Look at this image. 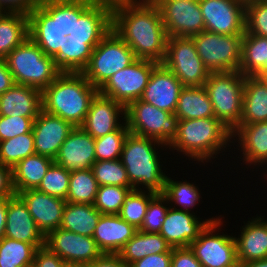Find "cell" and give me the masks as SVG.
<instances>
[{
  "label": "cell",
  "instance_id": "6da1fadb",
  "mask_svg": "<svg viewBox=\"0 0 267 267\" xmlns=\"http://www.w3.org/2000/svg\"><path fill=\"white\" fill-rule=\"evenodd\" d=\"M5 61L15 84L43 91L71 62L68 18L42 24Z\"/></svg>",
  "mask_w": 267,
  "mask_h": 267
},
{
  "label": "cell",
  "instance_id": "7a4b0ae2",
  "mask_svg": "<svg viewBox=\"0 0 267 267\" xmlns=\"http://www.w3.org/2000/svg\"><path fill=\"white\" fill-rule=\"evenodd\" d=\"M71 63L98 90L137 58L101 18L68 19Z\"/></svg>",
  "mask_w": 267,
  "mask_h": 267
},
{
  "label": "cell",
  "instance_id": "3957f363",
  "mask_svg": "<svg viewBox=\"0 0 267 267\" xmlns=\"http://www.w3.org/2000/svg\"><path fill=\"white\" fill-rule=\"evenodd\" d=\"M141 1L114 6L101 19L132 49L136 58L162 63L168 36L160 11L152 0Z\"/></svg>",
  "mask_w": 267,
  "mask_h": 267
},
{
  "label": "cell",
  "instance_id": "277c9868",
  "mask_svg": "<svg viewBox=\"0 0 267 267\" xmlns=\"http://www.w3.org/2000/svg\"><path fill=\"white\" fill-rule=\"evenodd\" d=\"M98 89L70 62L42 91V110L80 127Z\"/></svg>",
  "mask_w": 267,
  "mask_h": 267
},
{
  "label": "cell",
  "instance_id": "5b68a950",
  "mask_svg": "<svg viewBox=\"0 0 267 267\" xmlns=\"http://www.w3.org/2000/svg\"><path fill=\"white\" fill-rule=\"evenodd\" d=\"M231 138L232 131L216 117L178 120L176 136L168 146L203 162Z\"/></svg>",
  "mask_w": 267,
  "mask_h": 267
},
{
  "label": "cell",
  "instance_id": "8992f818",
  "mask_svg": "<svg viewBox=\"0 0 267 267\" xmlns=\"http://www.w3.org/2000/svg\"><path fill=\"white\" fill-rule=\"evenodd\" d=\"M155 143L165 145L158 140L131 133L125 139L120 161L126 169L133 190H139L137 186L143 184L148 191L155 193L164 191L167 176L160 169Z\"/></svg>",
  "mask_w": 267,
  "mask_h": 267
},
{
  "label": "cell",
  "instance_id": "52a82bcc",
  "mask_svg": "<svg viewBox=\"0 0 267 267\" xmlns=\"http://www.w3.org/2000/svg\"><path fill=\"white\" fill-rule=\"evenodd\" d=\"M245 76L240 71L210 73L204 87L215 117L233 131L243 111Z\"/></svg>",
  "mask_w": 267,
  "mask_h": 267
},
{
  "label": "cell",
  "instance_id": "ba28073f",
  "mask_svg": "<svg viewBox=\"0 0 267 267\" xmlns=\"http://www.w3.org/2000/svg\"><path fill=\"white\" fill-rule=\"evenodd\" d=\"M191 38L210 73L239 71L244 34L221 35L202 31Z\"/></svg>",
  "mask_w": 267,
  "mask_h": 267
},
{
  "label": "cell",
  "instance_id": "9c48e42d",
  "mask_svg": "<svg viewBox=\"0 0 267 267\" xmlns=\"http://www.w3.org/2000/svg\"><path fill=\"white\" fill-rule=\"evenodd\" d=\"M125 121L131 134L158 140L169 145L177 133L175 114L159 109L140 99L125 108Z\"/></svg>",
  "mask_w": 267,
  "mask_h": 267
},
{
  "label": "cell",
  "instance_id": "30bf717a",
  "mask_svg": "<svg viewBox=\"0 0 267 267\" xmlns=\"http://www.w3.org/2000/svg\"><path fill=\"white\" fill-rule=\"evenodd\" d=\"M162 64L180 80L183 86H204L210 74L199 57L191 37H168Z\"/></svg>",
  "mask_w": 267,
  "mask_h": 267
},
{
  "label": "cell",
  "instance_id": "8fae6325",
  "mask_svg": "<svg viewBox=\"0 0 267 267\" xmlns=\"http://www.w3.org/2000/svg\"><path fill=\"white\" fill-rule=\"evenodd\" d=\"M158 64L137 58L128 67L114 73L98 91L126 108L131 102L141 98L151 73Z\"/></svg>",
  "mask_w": 267,
  "mask_h": 267
},
{
  "label": "cell",
  "instance_id": "7c38bea8",
  "mask_svg": "<svg viewBox=\"0 0 267 267\" xmlns=\"http://www.w3.org/2000/svg\"><path fill=\"white\" fill-rule=\"evenodd\" d=\"M168 37H192L205 31L199 0H152Z\"/></svg>",
  "mask_w": 267,
  "mask_h": 267
},
{
  "label": "cell",
  "instance_id": "4fadbf2b",
  "mask_svg": "<svg viewBox=\"0 0 267 267\" xmlns=\"http://www.w3.org/2000/svg\"><path fill=\"white\" fill-rule=\"evenodd\" d=\"M220 223H209L189 247L203 267H239L234 237L213 234Z\"/></svg>",
  "mask_w": 267,
  "mask_h": 267
},
{
  "label": "cell",
  "instance_id": "5bb4252c",
  "mask_svg": "<svg viewBox=\"0 0 267 267\" xmlns=\"http://www.w3.org/2000/svg\"><path fill=\"white\" fill-rule=\"evenodd\" d=\"M45 246L68 267L86 266L103 253L93 237L58 228L45 236Z\"/></svg>",
  "mask_w": 267,
  "mask_h": 267
},
{
  "label": "cell",
  "instance_id": "9a60e30c",
  "mask_svg": "<svg viewBox=\"0 0 267 267\" xmlns=\"http://www.w3.org/2000/svg\"><path fill=\"white\" fill-rule=\"evenodd\" d=\"M205 31L221 35L245 33L246 5L237 0H199Z\"/></svg>",
  "mask_w": 267,
  "mask_h": 267
},
{
  "label": "cell",
  "instance_id": "2e32d148",
  "mask_svg": "<svg viewBox=\"0 0 267 267\" xmlns=\"http://www.w3.org/2000/svg\"><path fill=\"white\" fill-rule=\"evenodd\" d=\"M73 129L70 122L41 110L32 127L36 154L54 160Z\"/></svg>",
  "mask_w": 267,
  "mask_h": 267
},
{
  "label": "cell",
  "instance_id": "e0dca14e",
  "mask_svg": "<svg viewBox=\"0 0 267 267\" xmlns=\"http://www.w3.org/2000/svg\"><path fill=\"white\" fill-rule=\"evenodd\" d=\"M183 87L180 80L159 63L153 69L140 100L174 114Z\"/></svg>",
  "mask_w": 267,
  "mask_h": 267
},
{
  "label": "cell",
  "instance_id": "ac0fdd59",
  "mask_svg": "<svg viewBox=\"0 0 267 267\" xmlns=\"http://www.w3.org/2000/svg\"><path fill=\"white\" fill-rule=\"evenodd\" d=\"M69 172L90 169L96 162L95 138L81 127H74L54 159Z\"/></svg>",
  "mask_w": 267,
  "mask_h": 267
},
{
  "label": "cell",
  "instance_id": "d6986e66",
  "mask_svg": "<svg viewBox=\"0 0 267 267\" xmlns=\"http://www.w3.org/2000/svg\"><path fill=\"white\" fill-rule=\"evenodd\" d=\"M197 219L190 212L169 208L160 234L172 248L189 247L206 226L216 220L211 218L201 223Z\"/></svg>",
  "mask_w": 267,
  "mask_h": 267
},
{
  "label": "cell",
  "instance_id": "ffe728a7",
  "mask_svg": "<svg viewBox=\"0 0 267 267\" xmlns=\"http://www.w3.org/2000/svg\"><path fill=\"white\" fill-rule=\"evenodd\" d=\"M18 195L26 203L29 213L44 236L60 228L67 201L37 189L25 190L19 192Z\"/></svg>",
  "mask_w": 267,
  "mask_h": 267
},
{
  "label": "cell",
  "instance_id": "44dd1931",
  "mask_svg": "<svg viewBox=\"0 0 267 267\" xmlns=\"http://www.w3.org/2000/svg\"><path fill=\"white\" fill-rule=\"evenodd\" d=\"M119 113L121 115L123 113V119H125V107L98 92L92 99L85 120L80 127L95 139L103 137L116 131L122 125L118 122Z\"/></svg>",
  "mask_w": 267,
  "mask_h": 267
},
{
  "label": "cell",
  "instance_id": "7402d4cb",
  "mask_svg": "<svg viewBox=\"0 0 267 267\" xmlns=\"http://www.w3.org/2000/svg\"><path fill=\"white\" fill-rule=\"evenodd\" d=\"M4 237L32 245H45V236L38 229L26 203L18 194L8 200Z\"/></svg>",
  "mask_w": 267,
  "mask_h": 267
},
{
  "label": "cell",
  "instance_id": "603a6c76",
  "mask_svg": "<svg viewBox=\"0 0 267 267\" xmlns=\"http://www.w3.org/2000/svg\"><path fill=\"white\" fill-rule=\"evenodd\" d=\"M41 25L30 14L3 11L0 14V59H5Z\"/></svg>",
  "mask_w": 267,
  "mask_h": 267
},
{
  "label": "cell",
  "instance_id": "cb8c5ba5",
  "mask_svg": "<svg viewBox=\"0 0 267 267\" xmlns=\"http://www.w3.org/2000/svg\"><path fill=\"white\" fill-rule=\"evenodd\" d=\"M137 230L118 214H102L94 230L93 239L102 253L118 254Z\"/></svg>",
  "mask_w": 267,
  "mask_h": 267
},
{
  "label": "cell",
  "instance_id": "d4e9b609",
  "mask_svg": "<svg viewBox=\"0 0 267 267\" xmlns=\"http://www.w3.org/2000/svg\"><path fill=\"white\" fill-rule=\"evenodd\" d=\"M42 110V91L37 88L14 84L0 94V115L37 117Z\"/></svg>",
  "mask_w": 267,
  "mask_h": 267
},
{
  "label": "cell",
  "instance_id": "484cf974",
  "mask_svg": "<svg viewBox=\"0 0 267 267\" xmlns=\"http://www.w3.org/2000/svg\"><path fill=\"white\" fill-rule=\"evenodd\" d=\"M254 219L244 226L240 238L234 237L238 264L267 258V221Z\"/></svg>",
  "mask_w": 267,
  "mask_h": 267
},
{
  "label": "cell",
  "instance_id": "4316f807",
  "mask_svg": "<svg viewBox=\"0 0 267 267\" xmlns=\"http://www.w3.org/2000/svg\"><path fill=\"white\" fill-rule=\"evenodd\" d=\"M263 121H267V82L262 77L245 76L240 124Z\"/></svg>",
  "mask_w": 267,
  "mask_h": 267
},
{
  "label": "cell",
  "instance_id": "83f0119b",
  "mask_svg": "<svg viewBox=\"0 0 267 267\" xmlns=\"http://www.w3.org/2000/svg\"><path fill=\"white\" fill-rule=\"evenodd\" d=\"M234 134L239 137L245 161L250 164L267 162V121L239 124L232 131V137Z\"/></svg>",
  "mask_w": 267,
  "mask_h": 267
},
{
  "label": "cell",
  "instance_id": "f1b7e54d",
  "mask_svg": "<svg viewBox=\"0 0 267 267\" xmlns=\"http://www.w3.org/2000/svg\"><path fill=\"white\" fill-rule=\"evenodd\" d=\"M53 162V159L38 154L21 160L12 169L15 193L18 194L25 190L37 189Z\"/></svg>",
  "mask_w": 267,
  "mask_h": 267
},
{
  "label": "cell",
  "instance_id": "f546056e",
  "mask_svg": "<svg viewBox=\"0 0 267 267\" xmlns=\"http://www.w3.org/2000/svg\"><path fill=\"white\" fill-rule=\"evenodd\" d=\"M174 114L178 120L215 117L206 88L184 86Z\"/></svg>",
  "mask_w": 267,
  "mask_h": 267
},
{
  "label": "cell",
  "instance_id": "4dcf8cb0",
  "mask_svg": "<svg viewBox=\"0 0 267 267\" xmlns=\"http://www.w3.org/2000/svg\"><path fill=\"white\" fill-rule=\"evenodd\" d=\"M101 215L93 204L67 202L63 210L60 228L93 237Z\"/></svg>",
  "mask_w": 267,
  "mask_h": 267
},
{
  "label": "cell",
  "instance_id": "1f68e13d",
  "mask_svg": "<svg viewBox=\"0 0 267 267\" xmlns=\"http://www.w3.org/2000/svg\"><path fill=\"white\" fill-rule=\"evenodd\" d=\"M267 37H260L245 30L239 71L244 76H265Z\"/></svg>",
  "mask_w": 267,
  "mask_h": 267
},
{
  "label": "cell",
  "instance_id": "d6a6232c",
  "mask_svg": "<svg viewBox=\"0 0 267 267\" xmlns=\"http://www.w3.org/2000/svg\"><path fill=\"white\" fill-rule=\"evenodd\" d=\"M0 9L30 14L41 24L53 22L63 16L60 0H0Z\"/></svg>",
  "mask_w": 267,
  "mask_h": 267
},
{
  "label": "cell",
  "instance_id": "836d02e7",
  "mask_svg": "<svg viewBox=\"0 0 267 267\" xmlns=\"http://www.w3.org/2000/svg\"><path fill=\"white\" fill-rule=\"evenodd\" d=\"M137 0H60L61 11L68 19L102 18L112 7Z\"/></svg>",
  "mask_w": 267,
  "mask_h": 267
},
{
  "label": "cell",
  "instance_id": "e575fe53",
  "mask_svg": "<svg viewBox=\"0 0 267 267\" xmlns=\"http://www.w3.org/2000/svg\"><path fill=\"white\" fill-rule=\"evenodd\" d=\"M45 245H32L8 237L0 239V267H30L38 248Z\"/></svg>",
  "mask_w": 267,
  "mask_h": 267
},
{
  "label": "cell",
  "instance_id": "d590c367",
  "mask_svg": "<svg viewBox=\"0 0 267 267\" xmlns=\"http://www.w3.org/2000/svg\"><path fill=\"white\" fill-rule=\"evenodd\" d=\"M98 183L90 169L73 171L70 174L67 202L94 204L98 191Z\"/></svg>",
  "mask_w": 267,
  "mask_h": 267
},
{
  "label": "cell",
  "instance_id": "8d00e7d4",
  "mask_svg": "<svg viewBox=\"0 0 267 267\" xmlns=\"http://www.w3.org/2000/svg\"><path fill=\"white\" fill-rule=\"evenodd\" d=\"M36 154L33 131L0 141V163L14 168L21 160Z\"/></svg>",
  "mask_w": 267,
  "mask_h": 267
},
{
  "label": "cell",
  "instance_id": "74e56055",
  "mask_svg": "<svg viewBox=\"0 0 267 267\" xmlns=\"http://www.w3.org/2000/svg\"><path fill=\"white\" fill-rule=\"evenodd\" d=\"M156 194L155 192L149 191L147 195L141 189L131 190L125 197L118 215L139 230L142 226L149 201Z\"/></svg>",
  "mask_w": 267,
  "mask_h": 267
},
{
  "label": "cell",
  "instance_id": "f35d334b",
  "mask_svg": "<svg viewBox=\"0 0 267 267\" xmlns=\"http://www.w3.org/2000/svg\"><path fill=\"white\" fill-rule=\"evenodd\" d=\"M91 170L99 186L111 185L133 188L129 182L128 174L120 159L96 161Z\"/></svg>",
  "mask_w": 267,
  "mask_h": 267
},
{
  "label": "cell",
  "instance_id": "ab89813d",
  "mask_svg": "<svg viewBox=\"0 0 267 267\" xmlns=\"http://www.w3.org/2000/svg\"><path fill=\"white\" fill-rule=\"evenodd\" d=\"M125 125V126H124ZM130 131L126 121L116 131L95 139L96 161L120 159L123 145Z\"/></svg>",
  "mask_w": 267,
  "mask_h": 267
},
{
  "label": "cell",
  "instance_id": "60d3db41",
  "mask_svg": "<svg viewBox=\"0 0 267 267\" xmlns=\"http://www.w3.org/2000/svg\"><path fill=\"white\" fill-rule=\"evenodd\" d=\"M70 174L67 169L53 162L37 190L66 201L69 191Z\"/></svg>",
  "mask_w": 267,
  "mask_h": 267
},
{
  "label": "cell",
  "instance_id": "b9f144b4",
  "mask_svg": "<svg viewBox=\"0 0 267 267\" xmlns=\"http://www.w3.org/2000/svg\"><path fill=\"white\" fill-rule=\"evenodd\" d=\"M133 188L103 185L98 187L94 207L107 215L119 214L127 194Z\"/></svg>",
  "mask_w": 267,
  "mask_h": 267
},
{
  "label": "cell",
  "instance_id": "7bdbcfd3",
  "mask_svg": "<svg viewBox=\"0 0 267 267\" xmlns=\"http://www.w3.org/2000/svg\"><path fill=\"white\" fill-rule=\"evenodd\" d=\"M166 198L167 202L171 201L179 206H183L186 212H189V207H194L195 203L200 199L197 187L187 182H177L170 178H166L165 187L162 193Z\"/></svg>",
  "mask_w": 267,
  "mask_h": 267
},
{
  "label": "cell",
  "instance_id": "ee69618b",
  "mask_svg": "<svg viewBox=\"0 0 267 267\" xmlns=\"http://www.w3.org/2000/svg\"><path fill=\"white\" fill-rule=\"evenodd\" d=\"M245 30L256 36L267 37V0L246 4Z\"/></svg>",
  "mask_w": 267,
  "mask_h": 267
},
{
  "label": "cell",
  "instance_id": "f6af8a7d",
  "mask_svg": "<svg viewBox=\"0 0 267 267\" xmlns=\"http://www.w3.org/2000/svg\"><path fill=\"white\" fill-rule=\"evenodd\" d=\"M165 201H167V198L162 193H157L149 201L142 226L139 229L140 231L148 233H160L162 224L169 209L163 206Z\"/></svg>",
  "mask_w": 267,
  "mask_h": 267
},
{
  "label": "cell",
  "instance_id": "bcb514c9",
  "mask_svg": "<svg viewBox=\"0 0 267 267\" xmlns=\"http://www.w3.org/2000/svg\"><path fill=\"white\" fill-rule=\"evenodd\" d=\"M36 118L0 115V141L31 132Z\"/></svg>",
  "mask_w": 267,
  "mask_h": 267
},
{
  "label": "cell",
  "instance_id": "7dc6e473",
  "mask_svg": "<svg viewBox=\"0 0 267 267\" xmlns=\"http://www.w3.org/2000/svg\"><path fill=\"white\" fill-rule=\"evenodd\" d=\"M120 258L130 266L146 256L144 247V232L137 230L134 236L118 252Z\"/></svg>",
  "mask_w": 267,
  "mask_h": 267
},
{
  "label": "cell",
  "instance_id": "c3c4849f",
  "mask_svg": "<svg viewBox=\"0 0 267 267\" xmlns=\"http://www.w3.org/2000/svg\"><path fill=\"white\" fill-rule=\"evenodd\" d=\"M171 267H203L190 247L172 248Z\"/></svg>",
  "mask_w": 267,
  "mask_h": 267
},
{
  "label": "cell",
  "instance_id": "681fc988",
  "mask_svg": "<svg viewBox=\"0 0 267 267\" xmlns=\"http://www.w3.org/2000/svg\"><path fill=\"white\" fill-rule=\"evenodd\" d=\"M30 267H68L65 262L46 246L40 247L35 253V258Z\"/></svg>",
  "mask_w": 267,
  "mask_h": 267
},
{
  "label": "cell",
  "instance_id": "f907efd6",
  "mask_svg": "<svg viewBox=\"0 0 267 267\" xmlns=\"http://www.w3.org/2000/svg\"><path fill=\"white\" fill-rule=\"evenodd\" d=\"M144 247L146 255L172 252V247L160 233L144 232Z\"/></svg>",
  "mask_w": 267,
  "mask_h": 267
},
{
  "label": "cell",
  "instance_id": "816d5d0a",
  "mask_svg": "<svg viewBox=\"0 0 267 267\" xmlns=\"http://www.w3.org/2000/svg\"><path fill=\"white\" fill-rule=\"evenodd\" d=\"M129 267H171V252L146 255Z\"/></svg>",
  "mask_w": 267,
  "mask_h": 267
},
{
  "label": "cell",
  "instance_id": "f5cc1de1",
  "mask_svg": "<svg viewBox=\"0 0 267 267\" xmlns=\"http://www.w3.org/2000/svg\"><path fill=\"white\" fill-rule=\"evenodd\" d=\"M12 168L0 163V198L14 196Z\"/></svg>",
  "mask_w": 267,
  "mask_h": 267
},
{
  "label": "cell",
  "instance_id": "db71d44e",
  "mask_svg": "<svg viewBox=\"0 0 267 267\" xmlns=\"http://www.w3.org/2000/svg\"><path fill=\"white\" fill-rule=\"evenodd\" d=\"M86 267H129L118 254L103 253Z\"/></svg>",
  "mask_w": 267,
  "mask_h": 267
},
{
  "label": "cell",
  "instance_id": "11a10c76",
  "mask_svg": "<svg viewBox=\"0 0 267 267\" xmlns=\"http://www.w3.org/2000/svg\"><path fill=\"white\" fill-rule=\"evenodd\" d=\"M15 84L5 59H0V94L5 93Z\"/></svg>",
  "mask_w": 267,
  "mask_h": 267
},
{
  "label": "cell",
  "instance_id": "9f6ffc18",
  "mask_svg": "<svg viewBox=\"0 0 267 267\" xmlns=\"http://www.w3.org/2000/svg\"><path fill=\"white\" fill-rule=\"evenodd\" d=\"M8 200L9 198H0V239L4 237Z\"/></svg>",
  "mask_w": 267,
  "mask_h": 267
},
{
  "label": "cell",
  "instance_id": "6f0895ef",
  "mask_svg": "<svg viewBox=\"0 0 267 267\" xmlns=\"http://www.w3.org/2000/svg\"><path fill=\"white\" fill-rule=\"evenodd\" d=\"M239 267H267V258L243 262Z\"/></svg>",
  "mask_w": 267,
  "mask_h": 267
},
{
  "label": "cell",
  "instance_id": "680465c9",
  "mask_svg": "<svg viewBox=\"0 0 267 267\" xmlns=\"http://www.w3.org/2000/svg\"><path fill=\"white\" fill-rule=\"evenodd\" d=\"M237 1H240V2H242V3H244L246 5L248 3H251V2H254V1H257V0H237Z\"/></svg>",
  "mask_w": 267,
  "mask_h": 267
},
{
  "label": "cell",
  "instance_id": "91938a15",
  "mask_svg": "<svg viewBox=\"0 0 267 267\" xmlns=\"http://www.w3.org/2000/svg\"><path fill=\"white\" fill-rule=\"evenodd\" d=\"M265 76H267V60L265 62Z\"/></svg>",
  "mask_w": 267,
  "mask_h": 267
},
{
  "label": "cell",
  "instance_id": "94428289",
  "mask_svg": "<svg viewBox=\"0 0 267 267\" xmlns=\"http://www.w3.org/2000/svg\"><path fill=\"white\" fill-rule=\"evenodd\" d=\"M267 82V76L262 77Z\"/></svg>",
  "mask_w": 267,
  "mask_h": 267
}]
</instances>
